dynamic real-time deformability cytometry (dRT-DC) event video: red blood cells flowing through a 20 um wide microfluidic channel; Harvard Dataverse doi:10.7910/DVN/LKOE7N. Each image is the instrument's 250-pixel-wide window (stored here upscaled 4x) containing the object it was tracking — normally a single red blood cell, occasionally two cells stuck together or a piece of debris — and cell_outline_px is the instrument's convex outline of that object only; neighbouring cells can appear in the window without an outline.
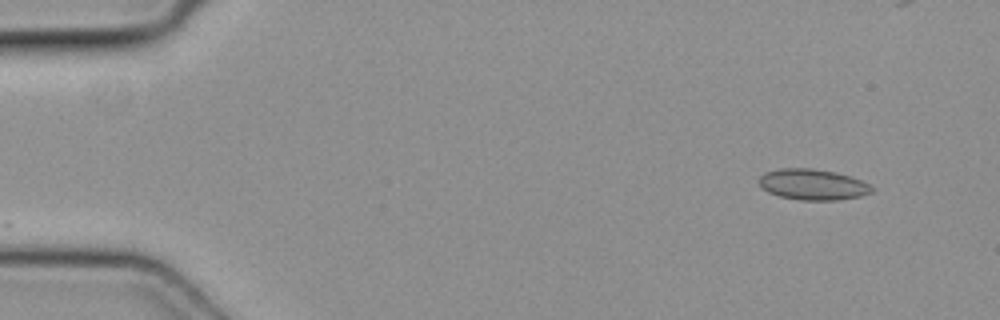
{"species": "common noctule bat (a hibernating species)", "species_latin": "Nyctalus noctula", "temperature_condition": "cold", "stored_images_in_passage": 37, "camera_frame_rate_fps": 3000, "um_per_image_px": 0.085, "animal": {"sex": "female", "body_mass_g": 19.3, "forearm_length_mm": 54.1}, "frame": {"image": 1, "passage_image": 1, "time_ms": 0.0, "image_size_px": [1000, 320], "cell_outline_px": [[876, 188], [872, 192], [860, 196], [836, 200], [800, 200], [780, 196], [768, 192], [760, 184], [760, 176], [764, 172], [780, 168], [812, 168], [836, 172], [860, 180]], "centroid_in_image_um": [69.09, 15.68], "position_along_channel_um": 15.9, "area_um2": 20.17}}
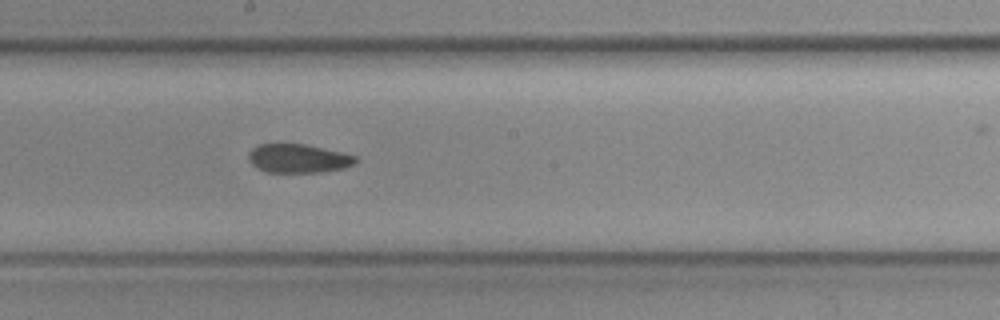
{"frame": {"image": 2, "passage_image": 24, "time_ms": 7.667, "image_size_px": [1000, 320], "cell_outline_px": [[360, 160], [344, 168], [320, 172], [268, 172], [256, 168], [248, 160], [248, 152], [252, 148], [260, 144], [304, 144], [340, 152], [356, 156]], "centroid_in_image_um": [25.33, 13.47], "position_along_channel_um": 222.9, "area_um2": 17.86}}
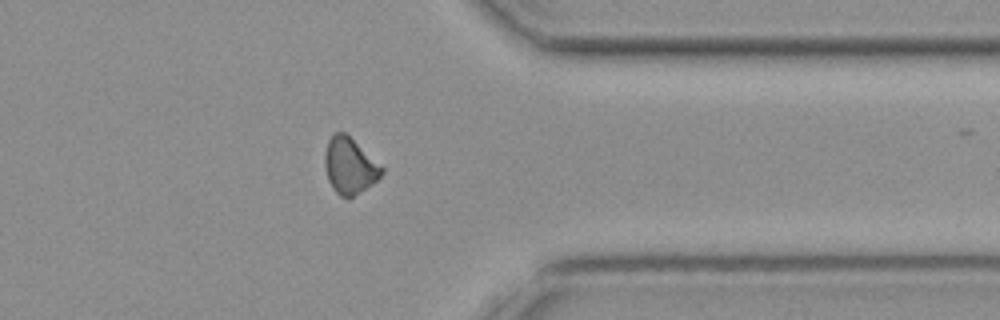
{"frame": {"image": 3, "passage_image": 36, "time_ms": 11.667, "image_size_px": [1000, 320], "cell_outline_px": [[384, 172], [376, 180], [348, 200], [340, 196], [332, 188], [328, 180], [324, 164], [324, 156], [328, 140], [332, 132], [344, 132], [384, 168]], "centroid_in_image_um": [29.68, 14.1], "position_along_channel_um": 381.7, "area_um2": 18.44}}